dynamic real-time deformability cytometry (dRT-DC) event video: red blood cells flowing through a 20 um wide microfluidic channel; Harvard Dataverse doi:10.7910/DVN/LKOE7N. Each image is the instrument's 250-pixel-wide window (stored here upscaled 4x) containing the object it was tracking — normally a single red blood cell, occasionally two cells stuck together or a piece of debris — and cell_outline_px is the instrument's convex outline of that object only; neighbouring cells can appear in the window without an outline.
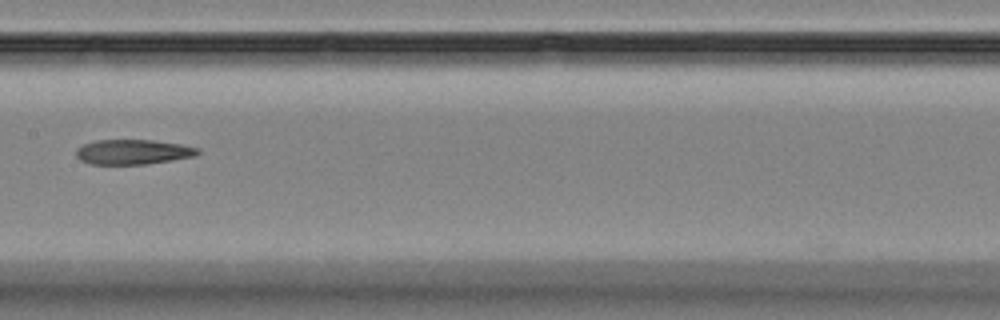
{"species": "Egyptian fruit bat (a non-hibernating species)", "species_latin": "Rousettus aegyptiacus", "temperature_condition": "room temperature", "stored_images_in_passage": 8, "camera_frame_rate_fps": 3000, "um_per_image_px": 0.085, "animal": {"sex": "female"}, "frame": {"image": 1, "passage_image": 8, "time_ms": 9.333, "image_size_px": [1000, 320], "cell_outline_px": [[200, 152], [196, 156], [148, 164], [88, 164], [80, 160], [76, 156], [76, 148], [84, 144], [96, 140], [152, 140], [180, 144], [200, 148]], "centroid_in_image_um": [11.3, 12.92], "position_along_channel_um": 196.1, "area_um2": 17.74}}